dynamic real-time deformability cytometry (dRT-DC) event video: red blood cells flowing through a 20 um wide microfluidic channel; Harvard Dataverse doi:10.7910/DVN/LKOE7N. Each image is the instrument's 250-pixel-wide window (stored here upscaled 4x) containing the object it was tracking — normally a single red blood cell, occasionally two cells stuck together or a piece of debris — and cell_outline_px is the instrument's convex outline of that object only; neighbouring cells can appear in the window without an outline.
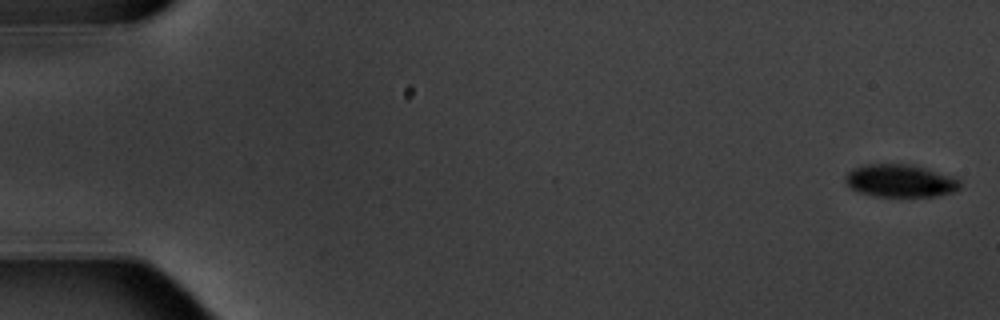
{"species": "common noctule bat (a hibernating species)", "species_latin": "Nyctalus noctula", "temperature_condition": "warm", "stored_images_in_passage": 7, "camera_frame_rate_fps": 3000, "um_per_image_px": 0.085, "animal": {"sex": "male", "body_mass_g": 20.1, "forearm_length_mm": 53.5}, "frame": {"image": 1, "passage_image": 1, "time_ms": 0.0, "image_size_px": [1000, 320], "cell_outline_px": [[960, 188], [952, 192], [936, 196], [872, 196], [848, 188], [844, 180], [848, 172], [852, 168], [868, 164], [908, 164], [924, 168], [952, 176], [960, 180]], "centroid_in_image_um": [76.48, 15.37], "position_along_channel_um": 8.5, "area_um2": 21.79}}
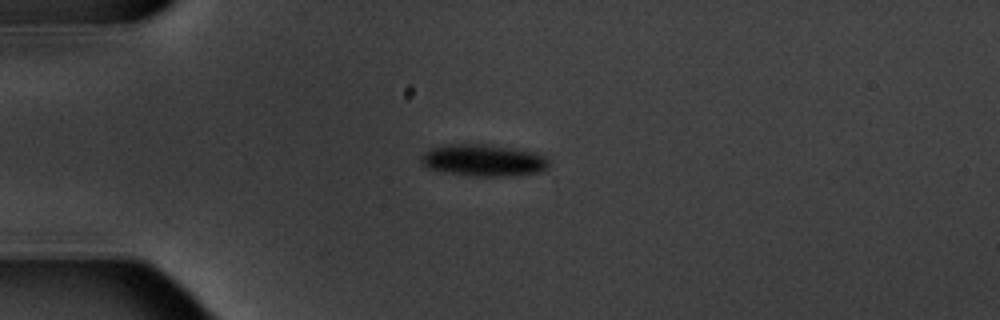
{"frame": {"image": 2, "passage_image": 5, "time_ms": 4.667, "image_size_px": [1000, 320], "cell_outline_px": [[548, 168], [536, 172], [500, 176], [472, 176], [428, 168], [420, 160], [420, 156], [424, 152], [432, 148], [448, 144], [488, 144], [520, 148], [540, 152], [548, 160]], "centroid_in_image_um": [41.13, 13.59], "position_along_channel_um": 43.9, "area_um2": 23.7}}